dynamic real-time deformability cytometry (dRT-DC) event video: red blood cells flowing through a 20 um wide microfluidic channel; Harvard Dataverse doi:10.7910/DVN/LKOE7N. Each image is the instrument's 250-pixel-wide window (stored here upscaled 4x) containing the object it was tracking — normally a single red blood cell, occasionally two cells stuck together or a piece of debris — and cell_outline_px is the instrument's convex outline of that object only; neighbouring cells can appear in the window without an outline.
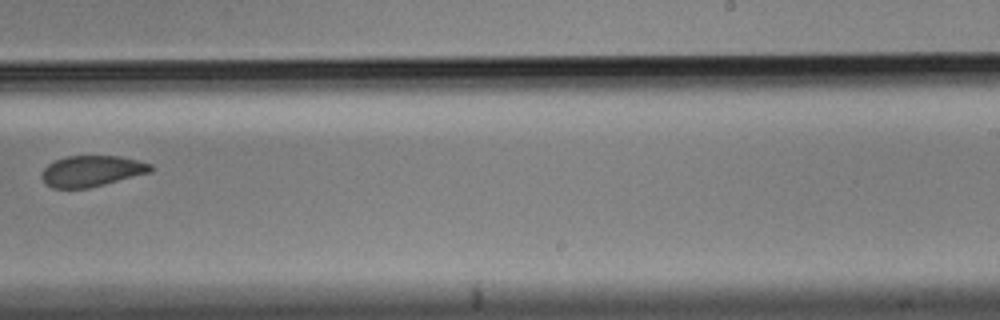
{"species": "Egyptian fruit bat (a non-hibernating species)", "species_latin": "Rousettus aegyptiacus", "temperature_condition": "cold", "stored_images_in_passage": 7, "camera_frame_rate_fps": 3000, "um_per_image_px": 0.085, "animal": {"sex": "male"}, "frame": {"image": 1, "passage_image": 7, "time_ms": 2.0, "image_size_px": [1000, 320], "cell_outline_px": [[152, 172], [88, 188], [52, 188], [44, 180], [44, 168], [48, 164], [56, 160], [68, 156], [120, 156], [152, 164]], "centroid_in_image_um": [7.84, 14.53], "position_along_channel_um": 281.2, "area_um2": 19.31}}